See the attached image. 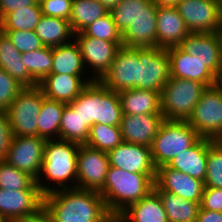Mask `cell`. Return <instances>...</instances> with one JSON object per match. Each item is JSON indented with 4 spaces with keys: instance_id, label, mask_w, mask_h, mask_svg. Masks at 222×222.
<instances>
[{
    "instance_id": "33",
    "label": "cell",
    "mask_w": 222,
    "mask_h": 222,
    "mask_svg": "<svg viewBox=\"0 0 222 222\" xmlns=\"http://www.w3.org/2000/svg\"><path fill=\"white\" fill-rule=\"evenodd\" d=\"M89 129L90 127L85 124L78 112H74L67 104L60 121L59 139L85 145L89 136Z\"/></svg>"
},
{
    "instance_id": "16",
    "label": "cell",
    "mask_w": 222,
    "mask_h": 222,
    "mask_svg": "<svg viewBox=\"0 0 222 222\" xmlns=\"http://www.w3.org/2000/svg\"><path fill=\"white\" fill-rule=\"evenodd\" d=\"M204 182L168 165L156 170L154 191H168L183 199L201 203Z\"/></svg>"
},
{
    "instance_id": "18",
    "label": "cell",
    "mask_w": 222,
    "mask_h": 222,
    "mask_svg": "<svg viewBox=\"0 0 222 222\" xmlns=\"http://www.w3.org/2000/svg\"><path fill=\"white\" fill-rule=\"evenodd\" d=\"M107 154L112 167L132 173L156 174L149 146L123 141Z\"/></svg>"
},
{
    "instance_id": "20",
    "label": "cell",
    "mask_w": 222,
    "mask_h": 222,
    "mask_svg": "<svg viewBox=\"0 0 222 222\" xmlns=\"http://www.w3.org/2000/svg\"><path fill=\"white\" fill-rule=\"evenodd\" d=\"M157 11L158 6L151 1L122 34L123 46L128 48L157 47Z\"/></svg>"
},
{
    "instance_id": "47",
    "label": "cell",
    "mask_w": 222,
    "mask_h": 222,
    "mask_svg": "<svg viewBox=\"0 0 222 222\" xmlns=\"http://www.w3.org/2000/svg\"><path fill=\"white\" fill-rule=\"evenodd\" d=\"M196 222H222V212L205 210L200 206Z\"/></svg>"
},
{
    "instance_id": "43",
    "label": "cell",
    "mask_w": 222,
    "mask_h": 222,
    "mask_svg": "<svg viewBox=\"0 0 222 222\" xmlns=\"http://www.w3.org/2000/svg\"><path fill=\"white\" fill-rule=\"evenodd\" d=\"M40 3L42 14L69 21L72 0H42Z\"/></svg>"
},
{
    "instance_id": "53",
    "label": "cell",
    "mask_w": 222,
    "mask_h": 222,
    "mask_svg": "<svg viewBox=\"0 0 222 222\" xmlns=\"http://www.w3.org/2000/svg\"><path fill=\"white\" fill-rule=\"evenodd\" d=\"M217 78H222V65H221V70H220V74Z\"/></svg>"
},
{
    "instance_id": "52",
    "label": "cell",
    "mask_w": 222,
    "mask_h": 222,
    "mask_svg": "<svg viewBox=\"0 0 222 222\" xmlns=\"http://www.w3.org/2000/svg\"><path fill=\"white\" fill-rule=\"evenodd\" d=\"M216 140L222 145V133Z\"/></svg>"
},
{
    "instance_id": "26",
    "label": "cell",
    "mask_w": 222,
    "mask_h": 222,
    "mask_svg": "<svg viewBox=\"0 0 222 222\" xmlns=\"http://www.w3.org/2000/svg\"><path fill=\"white\" fill-rule=\"evenodd\" d=\"M123 115L162 114L160 93L132 88L118 93Z\"/></svg>"
},
{
    "instance_id": "40",
    "label": "cell",
    "mask_w": 222,
    "mask_h": 222,
    "mask_svg": "<svg viewBox=\"0 0 222 222\" xmlns=\"http://www.w3.org/2000/svg\"><path fill=\"white\" fill-rule=\"evenodd\" d=\"M82 32L86 36H91L100 40L122 42V34L117 30L110 12L91 23Z\"/></svg>"
},
{
    "instance_id": "19",
    "label": "cell",
    "mask_w": 222,
    "mask_h": 222,
    "mask_svg": "<svg viewBox=\"0 0 222 222\" xmlns=\"http://www.w3.org/2000/svg\"><path fill=\"white\" fill-rule=\"evenodd\" d=\"M167 51L171 77L201 82L207 87L216 85L217 76L198 56L186 53L179 46L167 48Z\"/></svg>"
},
{
    "instance_id": "45",
    "label": "cell",
    "mask_w": 222,
    "mask_h": 222,
    "mask_svg": "<svg viewBox=\"0 0 222 222\" xmlns=\"http://www.w3.org/2000/svg\"><path fill=\"white\" fill-rule=\"evenodd\" d=\"M200 206L205 210L222 212V189L204 187Z\"/></svg>"
},
{
    "instance_id": "2",
    "label": "cell",
    "mask_w": 222,
    "mask_h": 222,
    "mask_svg": "<svg viewBox=\"0 0 222 222\" xmlns=\"http://www.w3.org/2000/svg\"><path fill=\"white\" fill-rule=\"evenodd\" d=\"M79 146L60 139L46 141L41 170L36 179L43 195L60 189L77 188ZM43 181L49 182L51 186Z\"/></svg>"
},
{
    "instance_id": "38",
    "label": "cell",
    "mask_w": 222,
    "mask_h": 222,
    "mask_svg": "<svg viewBox=\"0 0 222 222\" xmlns=\"http://www.w3.org/2000/svg\"><path fill=\"white\" fill-rule=\"evenodd\" d=\"M0 188L7 190L39 189L36 180L29 174L0 161Z\"/></svg>"
},
{
    "instance_id": "25",
    "label": "cell",
    "mask_w": 222,
    "mask_h": 222,
    "mask_svg": "<svg viewBox=\"0 0 222 222\" xmlns=\"http://www.w3.org/2000/svg\"><path fill=\"white\" fill-rule=\"evenodd\" d=\"M115 222H168V220L162 201L153 190L124 210Z\"/></svg>"
},
{
    "instance_id": "1",
    "label": "cell",
    "mask_w": 222,
    "mask_h": 222,
    "mask_svg": "<svg viewBox=\"0 0 222 222\" xmlns=\"http://www.w3.org/2000/svg\"><path fill=\"white\" fill-rule=\"evenodd\" d=\"M43 207L56 222H115L98 191L56 190L43 196Z\"/></svg>"
},
{
    "instance_id": "22",
    "label": "cell",
    "mask_w": 222,
    "mask_h": 222,
    "mask_svg": "<svg viewBox=\"0 0 222 222\" xmlns=\"http://www.w3.org/2000/svg\"><path fill=\"white\" fill-rule=\"evenodd\" d=\"M92 81L94 80L91 77L85 75L51 73L38 84V87L46 98L68 104Z\"/></svg>"
},
{
    "instance_id": "24",
    "label": "cell",
    "mask_w": 222,
    "mask_h": 222,
    "mask_svg": "<svg viewBox=\"0 0 222 222\" xmlns=\"http://www.w3.org/2000/svg\"><path fill=\"white\" fill-rule=\"evenodd\" d=\"M207 156L208 138L201 137L191 148L175 156L168 166L204 182Z\"/></svg>"
},
{
    "instance_id": "36",
    "label": "cell",
    "mask_w": 222,
    "mask_h": 222,
    "mask_svg": "<svg viewBox=\"0 0 222 222\" xmlns=\"http://www.w3.org/2000/svg\"><path fill=\"white\" fill-rule=\"evenodd\" d=\"M121 142H123V139L120 126L96 123L89 129L86 145L100 151L108 152L116 148Z\"/></svg>"
},
{
    "instance_id": "49",
    "label": "cell",
    "mask_w": 222,
    "mask_h": 222,
    "mask_svg": "<svg viewBox=\"0 0 222 222\" xmlns=\"http://www.w3.org/2000/svg\"><path fill=\"white\" fill-rule=\"evenodd\" d=\"M157 6H175L180 0H151Z\"/></svg>"
},
{
    "instance_id": "54",
    "label": "cell",
    "mask_w": 222,
    "mask_h": 222,
    "mask_svg": "<svg viewBox=\"0 0 222 222\" xmlns=\"http://www.w3.org/2000/svg\"><path fill=\"white\" fill-rule=\"evenodd\" d=\"M1 28H2V17L0 15V30H1Z\"/></svg>"
},
{
    "instance_id": "27",
    "label": "cell",
    "mask_w": 222,
    "mask_h": 222,
    "mask_svg": "<svg viewBox=\"0 0 222 222\" xmlns=\"http://www.w3.org/2000/svg\"><path fill=\"white\" fill-rule=\"evenodd\" d=\"M0 68L24 87H36L38 84L31 78L21 53L14 47L10 39L0 30Z\"/></svg>"
},
{
    "instance_id": "29",
    "label": "cell",
    "mask_w": 222,
    "mask_h": 222,
    "mask_svg": "<svg viewBox=\"0 0 222 222\" xmlns=\"http://www.w3.org/2000/svg\"><path fill=\"white\" fill-rule=\"evenodd\" d=\"M86 71V72H85ZM51 73L69 75H87L80 48L76 41L53 47V65Z\"/></svg>"
},
{
    "instance_id": "8",
    "label": "cell",
    "mask_w": 222,
    "mask_h": 222,
    "mask_svg": "<svg viewBox=\"0 0 222 222\" xmlns=\"http://www.w3.org/2000/svg\"><path fill=\"white\" fill-rule=\"evenodd\" d=\"M175 8L190 33L222 32V0H180Z\"/></svg>"
},
{
    "instance_id": "41",
    "label": "cell",
    "mask_w": 222,
    "mask_h": 222,
    "mask_svg": "<svg viewBox=\"0 0 222 222\" xmlns=\"http://www.w3.org/2000/svg\"><path fill=\"white\" fill-rule=\"evenodd\" d=\"M20 53H27L45 47L34 31L1 30Z\"/></svg>"
},
{
    "instance_id": "12",
    "label": "cell",
    "mask_w": 222,
    "mask_h": 222,
    "mask_svg": "<svg viewBox=\"0 0 222 222\" xmlns=\"http://www.w3.org/2000/svg\"><path fill=\"white\" fill-rule=\"evenodd\" d=\"M40 189L0 188V218L4 222H25L43 207Z\"/></svg>"
},
{
    "instance_id": "14",
    "label": "cell",
    "mask_w": 222,
    "mask_h": 222,
    "mask_svg": "<svg viewBox=\"0 0 222 222\" xmlns=\"http://www.w3.org/2000/svg\"><path fill=\"white\" fill-rule=\"evenodd\" d=\"M110 167L107 152L80 145L77 154V188L100 191Z\"/></svg>"
},
{
    "instance_id": "13",
    "label": "cell",
    "mask_w": 222,
    "mask_h": 222,
    "mask_svg": "<svg viewBox=\"0 0 222 222\" xmlns=\"http://www.w3.org/2000/svg\"><path fill=\"white\" fill-rule=\"evenodd\" d=\"M46 141L39 136H13L5 161L36 180L41 170Z\"/></svg>"
},
{
    "instance_id": "46",
    "label": "cell",
    "mask_w": 222,
    "mask_h": 222,
    "mask_svg": "<svg viewBox=\"0 0 222 222\" xmlns=\"http://www.w3.org/2000/svg\"><path fill=\"white\" fill-rule=\"evenodd\" d=\"M36 0H0V15L2 19L10 12L35 5Z\"/></svg>"
},
{
    "instance_id": "42",
    "label": "cell",
    "mask_w": 222,
    "mask_h": 222,
    "mask_svg": "<svg viewBox=\"0 0 222 222\" xmlns=\"http://www.w3.org/2000/svg\"><path fill=\"white\" fill-rule=\"evenodd\" d=\"M25 87L0 68V110H7Z\"/></svg>"
},
{
    "instance_id": "51",
    "label": "cell",
    "mask_w": 222,
    "mask_h": 222,
    "mask_svg": "<svg viewBox=\"0 0 222 222\" xmlns=\"http://www.w3.org/2000/svg\"><path fill=\"white\" fill-rule=\"evenodd\" d=\"M216 85L222 92V78H217Z\"/></svg>"
},
{
    "instance_id": "34",
    "label": "cell",
    "mask_w": 222,
    "mask_h": 222,
    "mask_svg": "<svg viewBox=\"0 0 222 222\" xmlns=\"http://www.w3.org/2000/svg\"><path fill=\"white\" fill-rule=\"evenodd\" d=\"M22 61L31 78L39 84L48 74H51L53 65V47L43 48L21 53Z\"/></svg>"
},
{
    "instance_id": "17",
    "label": "cell",
    "mask_w": 222,
    "mask_h": 222,
    "mask_svg": "<svg viewBox=\"0 0 222 222\" xmlns=\"http://www.w3.org/2000/svg\"><path fill=\"white\" fill-rule=\"evenodd\" d=\"M179 47L204 62L217 77L222 65V32L190 33Z\"/></svg>"
},
{
    "instance_id": "28",
    "label": "cell",
    "mask_w": 222,
    "mask_h": 222,
    "mask_svg": "<svg viewBox=\"0 0 222 222\" xmlns=\"http://www.w3.org/2000/svg\"><path fill=\"white\" fill-rule=\"evenodd\" d=\"M34 32L49 47L70 43L75 35L68 20L46 15L40 18Z\"/></svg>"
},
{
    "instance_id": "11",
    "label": "cell",
    "mask_w": 222,
    "mask_h": 222,
    "mask_svg": "<svg viewBox=\"0 0 222 222\" xmlns=\"http://www.w3.org/2000/svg\"><path fill=\"white\" fill-rule=\"evenodd\" d=\"M74 40L80 48L85 68L90 69L89 76L98 81L109 70L117 51L123 46L122 42L100 40L83 32L75 33Z\"/></svg>"
},
{
    "instance_id": "44",
    "label": "cell",
    "mask_w": 222,
    "mask_h": 222,
    "mask_svg": "<svg viewBox=\"0 0 222 222\" xmlns=\"http://www.w3.org/2000/svg\"><path fill=\"white\" fill-rule=\"evenodd\" d=\"M12 137L8 114L5 110H0V161L6 159Z\"/></svg>"
},
{
    "instance_id": "15",
    "label": "cell",
    "mask_w": 222,
    "mask_h": 222,
    "mask_svg": "<svg viewBox=\"0 0 222 222\" xmlns=\"http://www.w3.org/2000/svg\"><path fill=\"white\" fill-rule=\"evenodd\" d=\"M138 57L141 62V89L161 93L171 77L167 49L138 48Z\"/></svg>"
},
{
    "instance_id": "37",
    "label": "cell",
    "mask_w": 222,
    "mask_h": 222,
    "mask_svg": "<svg viewBox=\"0 0 222 222\" xmlns=\"http://www.w3.org/2000/svg\"><path fill=\"white\" fill-rule=\"evenodd\" d=\"M150 2L151 0H120L117 6L109 11L117 30L123 34Z\"/></svg>"
},
{
    "instance_id": "5",
    "label": "cell",
    "mask_w": 222,
    "mask_h": 222,
    "mask_svg": "<svg viewBox=\"0 0 222 222\" xmlns=\"http://www.w3.org/2000/svg\"><path fill=\"white\" fill-rule=\"evenodd\" d=\"M207 86L201 82L170 77L160 93L165 120L187 121Z\"/></svg>"
},
{
    "instance_id": "32",
    "label": "cell",
    "mask_w": 222,
    "mask_h": 222,
    "mask_svg": "<svg viewBox=\"0 0 222 222\" xmlns=\"http://www.w3.org/2000/svg\"><path fill=\"white\" fill-rule=\"evenodd\" d=\"M108 12L109 10L99 0H72L69 22L73 32H82L87 26Z\"/></svg>"
},
{
    "instance_id": "3",
    "label": "cell",
    "mask_w": 222,
    "mask_h": 222,
    "mask_svg": "<svg viewBox=\"0 0 222 222\" xmlns=\"http://www.w3.org/2000/svg\"><path fill=\"white\" fill-rule=\"evenodd\" d=\"M156 174L132 173L110 166L99 191L107 211L116 219L130 205L154 190Z\"/></svg>"
},
{
    "instance_id": "10",
    "label": "cell",
    "mask_w": 222,
    "mask_h": 222,
    "mask_svg": "<svg viewBox=\"0 0 222 222\" xmlns=\"http://www.w3.org/2000/svg\"><path fill=\"white\" fill-rule=\"evenodd\" d=\"M187 122L201 137L216 140L221 135L222 92L217 85L203 91Z\"/></svg>"
},
{
    "instance_id": "9",
    "label": "cell",
    "mask_w": 222,
    "mask_h": 222,
    "mask_svg": "<svg viewBox=\"0 0 222 222\" xmlns=\"http://www.w3.org/2000/svg\"><path fill=\"white\" fill-rule=\"evenodd\" d=\"M99 81L117 93L132 88L141 89V62L138 48L121 46L109 70Z\"/></svg>"
},
{
    "instance_id": "35",
    "label": "cell",
    "mask_w": 222,
    "mask_h": 222,
    "mask_svg": "<svg viewBox=\"0 0 222 222\" xmlns=\"http://www.w3.org/2000/svg\"><path fill=\"white\" fill-rule=\"evenodd\" d=\"M43 16L40 3L14 10L2 19L1 30L34 31Z\"/></svg>"
},
{
    "instance_id": "30",
    "label": "cell",
    "mask_w": 222,
    "mask_h": 222,
    "mask_svg": "<svg viewBox=\"0 0 222 222\" xmlns=\"http://www.w3.org/2000/svg\"><path fill=\"white\" fill-rule=\"evenodd\" d=\"M163 204L168 222H196L201 203L183 199L168 191H155Z\"/></svg>"
},
{
    "instance_id": "23",
    "label": "cell",
    "mask_w": 222,
    "mask_h": 222,
    "mask_svg": "<svg viewBox=\"0 0 222 222\" xmlns=\"http://www.w3.org/2000/svg\"><path fill=\"white\" fill-rule=\"evenodd\" d=\"M190 34L185 21L175 6H158L157 11V47L167 49L179 46Z\"/></svg>"
},
{
    "instance_id": "50",
    "label": "cell",
    "mask_w": 222,
    "mask_h": 222,
    "mask_svg": "<svg viewBox=\"0 0 222 222\" xmlns=\"http://www.w3.org/2000/svg\"><path fill=\"white\" fill-rule=\"evenodd\" d=\"M109 11L117 6L120 0H99Z\"/></svg>"
},
{
    "instance_id": "31",
    "label": "cell",
    "mask_w": 222,
    "mask_h": 222,
    "mask_svg": "<svg viewBox=\"0 0 222 222\" xmlns=\"http://www.w3.org/2000/svg\"><path fill=\"white\" fill-rule=\"evenodd\" d=\"M67 104L43 96L38 115V136L46 140L59 139V127Z\"/></svg>"
},
{
    "instance_id": "39",
    "label": "cell",
    "mask_w": 222,
    "mask_h": 222,
    "mask_svg": "<svg viewBox=\"0 0 222 222\" xmlns=\"http://www.w3.org/2000/svg\"><path fill=\"white\" fill-rule=\"evenodd\" d=\"M204 187L222 189V145L208 138V156Z\"/></svg>"
},
{
    "instance_id": "6",
    "label": "cell",
    "mask_w": 222,
    "mask_h": 222,
    "mask_svg": "<svg viewBox=\"0 0 222 222\" xmlns=\"http://www.w3.org/2000/svg\"><path fill=\"white\" fill-rule=\"evenodd\" d=\"M200 138L187 121L164 120L151 146L156 169L168 165L175 156L191 148Z\"/></svg>"
},
{
    "instance_id": "48",
    "label": "cell",
    "mask_w": 222,
    "mask_h": 222,
    "mask_svg": "<svg viewBox=\"0 0 222 222\" xmlns=\"http://www.w3.org/2000/svg\"><path fill=\"white\" fill-rule=\"evenodd\" d=\"M25 222H56V221L50 215V213L44 207H42L36 214L31 216Z\"/></svg>"
},
{
    "instance_id": "4",
    "label": "cell",
    "mask_w": 222,
    "mask_h": 222,
    "mask_svg": "<svg viewBox=\"0 0 222 222\" xmlns=\"http://www.w3.org/2000/svg\"><path fill=\"white\" fill-rule=\"evenodd\" d=\"M68 105L78 112L89 127L96 123L120 126L123 113L118 93L98 80L88 83Z\"/></svg>"
},
{
    "instance_id": "7",
    "label": "cell",
    "mask_w": 222,
    "mask_h": 222,
    "mask_svg": "<svg viewBox=\"0 0 222 222\" xmlns=\"http://www.w3.org/2000/svg\"><path fill=\"white\" fill-rule=\"evenodd\" d=\"M43 91L38 87H25L6 110L13 136H38V115Z\"/></svg>"
},
{
    "instance_id": "21",
    "label": "cell",
    "mask_w": 222,
    "mask_h": 222,
    "mask_svg": "<svg viewBox=\"0 0 222 222\" xmlns=\"http://www.w3.org/2000/svg\"><path fill=\"white\" fill-rule=\"evenodd\" d=\"M164 120L163 114L122 115V139L131 144L151 147Z\"/></svg>"
}]
</instances>
